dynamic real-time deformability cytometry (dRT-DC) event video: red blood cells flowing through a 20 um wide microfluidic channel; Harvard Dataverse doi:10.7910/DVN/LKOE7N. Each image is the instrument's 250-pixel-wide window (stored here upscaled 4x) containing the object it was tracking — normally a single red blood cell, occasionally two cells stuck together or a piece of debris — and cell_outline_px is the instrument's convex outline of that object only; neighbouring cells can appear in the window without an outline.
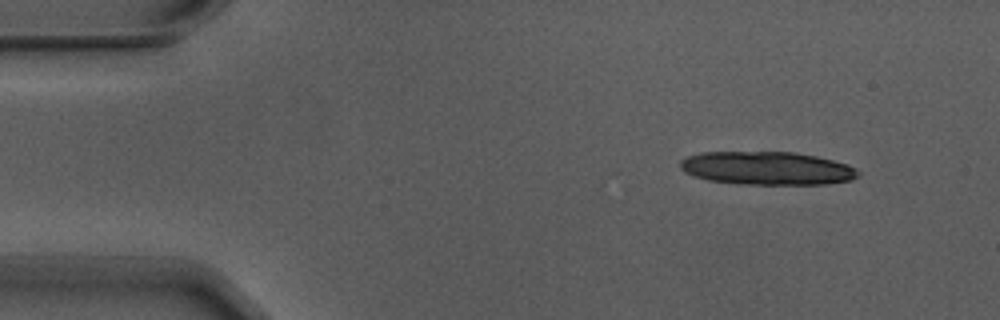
{"species": "Egyptian fruit bat (a non-hibernating species)", "species_latin": "Rousettus aegyptiacus", "temperature_condition": "warm", "stored_images_in_passage": 5, "camera_frame_rate_fps": 3000, "um_per_image_px": 0.085, "animal": {"sex": "male"}, "frame": {"image": 1, "passage_image": 2, "time_ms": 0.333, "image_size_px": [1000, 320], "cell_outline_px": [[860, 176], [852, 180], [824, 184], [744, 184], [708, 180], [684, 172], [680, 168], [680, 160], [688, 156], [704, 152], [792, 152], [816, 156], [848, 164], [856, 168], [860, 172]], "centroid_in_image_um": [65.23, 14.3], "position_along_channel_um": 19.8, "area_um2": 34.45}}
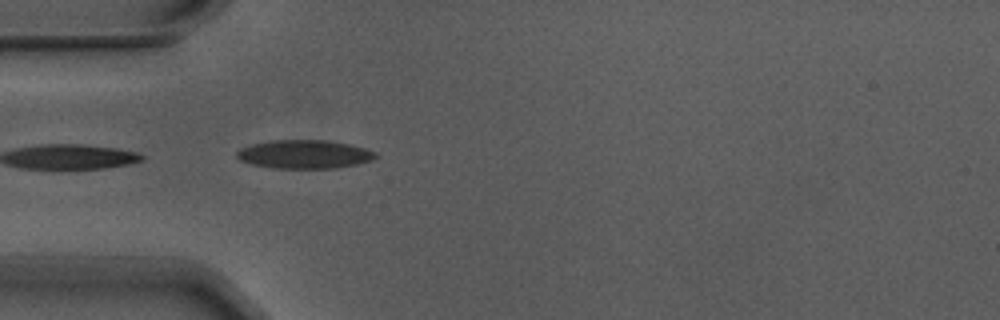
{"frame": {"image": 2, "passage_image": 5, "time_ms": 1.333, "image_size_px": [1000, 320], "cell_outline_px": [[376, 156], [372, 160], [356, 164], [336, 168], [276, 168], [252, 164], [240, 160], [236, 156], [236, 152], [240, 148], [252, 144], [272, 140], [324, 140], [348, 144], [364, 148], [376, 152]], "centroid_in_image_um": [25.85, 13.11], "position_along_channel_um": 59.2, "area_um2": 22.89}}